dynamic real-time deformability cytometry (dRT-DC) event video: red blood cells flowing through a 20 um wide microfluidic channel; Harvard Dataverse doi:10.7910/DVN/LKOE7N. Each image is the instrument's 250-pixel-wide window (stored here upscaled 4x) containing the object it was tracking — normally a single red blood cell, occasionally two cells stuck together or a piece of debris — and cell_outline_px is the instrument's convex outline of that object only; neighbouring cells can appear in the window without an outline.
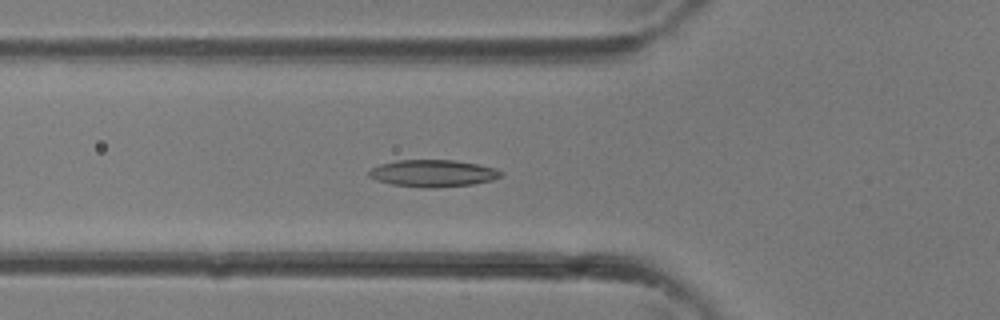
{"species": "common noctule bat (a hibernating species)", "species_latin": "Nyctalus noctula", "temperature_condition": "room temperature", "stored_images_in_passage": 36, "camera_frame_rate_fps": 3000, "um_per_image_px": 0.085, "animal": {"sex": "female"}, "frame": {"image": 1, "passage_image": 12, "time_ms": 3.667, "image_size_px": [1000, 320], "cell_outline_px": [[504, 176], [492, 180], [472, 184], [436, 188], [420, 188], [392, 184], [376, 180], [368, 176], [368, 172], [372, 168], [380, 164], [396, 160], [452, 160], [476, 164], [496, 168], [504, 172]], "centroid_in_image_um": [36.81, 14.74], "position_along_channel_um": 89.0, "area_um2": 20.92}}
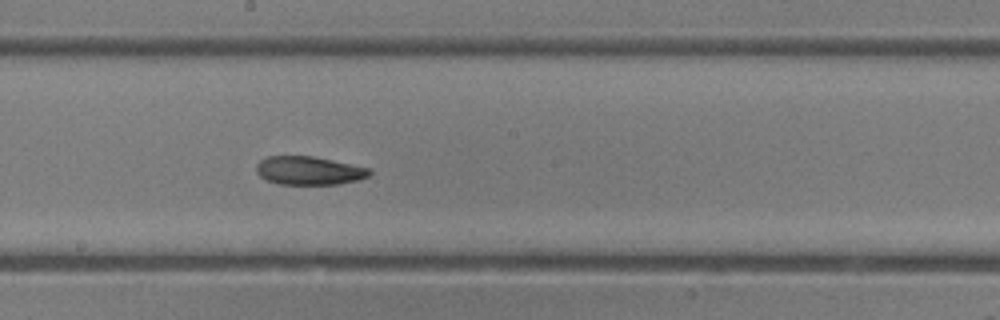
{"frame": {"image": 2, "passage_image": 19, "time_ms": 6.0, "image_size_px": [1000, 320], "cell_outline_px": [[372, 172], [368, 176], [360, 180], [336, 184], [280, 184], [268, 180], [260, 176], [256, 172], [256, 164], [260, 160], [268, 156], [312, 156], [372, 168]], "centroid_in_image_um": [26.29, 14.5], "position_along_channel_um": 221.9, "area_um2": 18.79}}
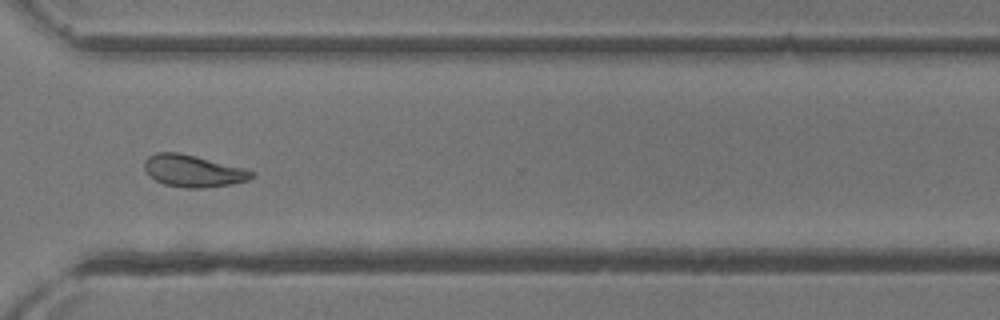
{"frame": {"image": 3, "passage_image": 26, "time_ms": 8.333, "image_size_px": [1000, 320], "cell_outline_px": [[256, 172], [248, 180], [232, 184], [204, 188], [184, 188], [164, 184], [156, 180], [144, 168], [144, 160], [148, 156], [156, 152], [180, 152], [248, 168]], "centroid_in_image_um": [16.46, 14.52], "position_along_channel_um": 354.1, "area_um2": 20.23}}